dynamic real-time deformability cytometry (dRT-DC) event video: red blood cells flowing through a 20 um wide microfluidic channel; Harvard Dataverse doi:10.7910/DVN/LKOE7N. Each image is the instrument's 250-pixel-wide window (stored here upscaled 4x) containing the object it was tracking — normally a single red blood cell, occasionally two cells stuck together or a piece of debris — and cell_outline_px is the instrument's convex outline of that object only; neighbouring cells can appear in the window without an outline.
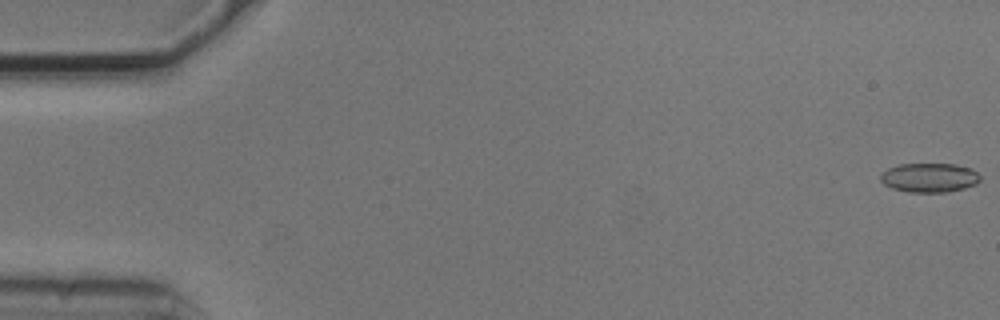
{"species": "common noctule bat (a hibernating species)", "species_latin": "Nyctalus noctula", "temperature_condition": "cold", "stored_images_in_passage": 11, "camera_frame_rate_fps": 3000, "um_per_image_px": 0.085, "animal": {"sex": "male", "body_mass_g": 20.5, "forearm_length_mm": 52.5}, "frame": {"image": 1, "passage_image": 1, "time_ms": 0.0, "image_size_px": [1000, 320], "cell_outline_px": [[980, 180], [976, 184], [964, 188], [948, 192], [908, 192], [892, 188], [884, 184], [880, 180], [880, 176], [888, 168], [900, 164], [956, 164], [972, 168], [980, 176]], "centroid_in_image_um": [79.01, 15.1], "position_along_channel_um": 6.0, "area_um2": 16.99}}
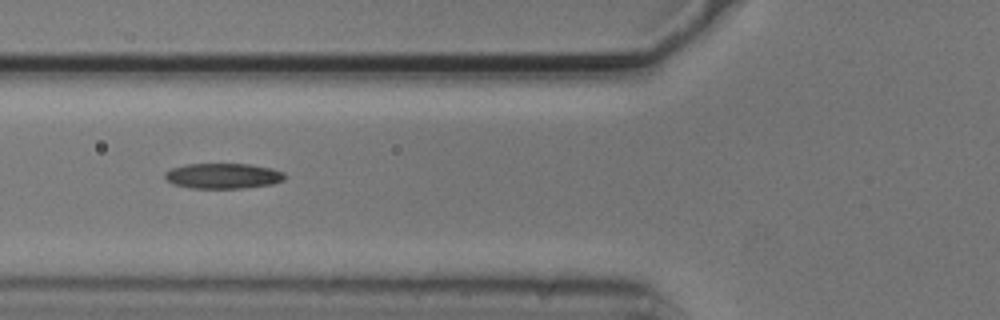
{"frame": {"image": 2, "passage_image": 6, "time_ms": 1.667, "image_size_px": [1000, 320], "cell_outline_px": [[288, 176], [284, 180], [272, 184], [244, 188], [192, 188], [172, 184], [164, 176], [164, 172], [172, 168], [188, 164], [248, 164], [272, 168], [284, 172]], "centroid_in_image_um": [18.99, 14.95], "position_along_channel_um": 106.8, "area_um2": 17.8}}
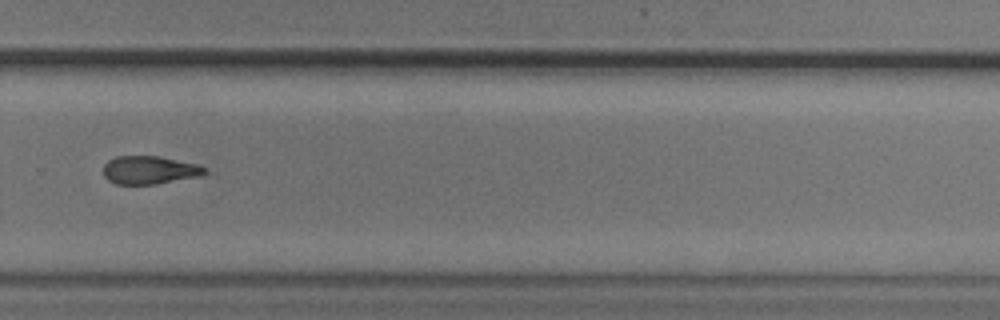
{"frame": {"image": 3, "passage_image": 11, "time_ms": 3.333, "image_size_px": [1000, 320], "cell_outline_px": [[208, 172], [204, 176], [156, 184], [116, 184], [108, 180], [104, 176], [104, 164], [108, 160], [116, 156], [160, 156], [200, 164]], "centroid_in_image_um": [12.76, 14.45], "position_along_channel_um": 317.0, "area_um2": 16.94}}